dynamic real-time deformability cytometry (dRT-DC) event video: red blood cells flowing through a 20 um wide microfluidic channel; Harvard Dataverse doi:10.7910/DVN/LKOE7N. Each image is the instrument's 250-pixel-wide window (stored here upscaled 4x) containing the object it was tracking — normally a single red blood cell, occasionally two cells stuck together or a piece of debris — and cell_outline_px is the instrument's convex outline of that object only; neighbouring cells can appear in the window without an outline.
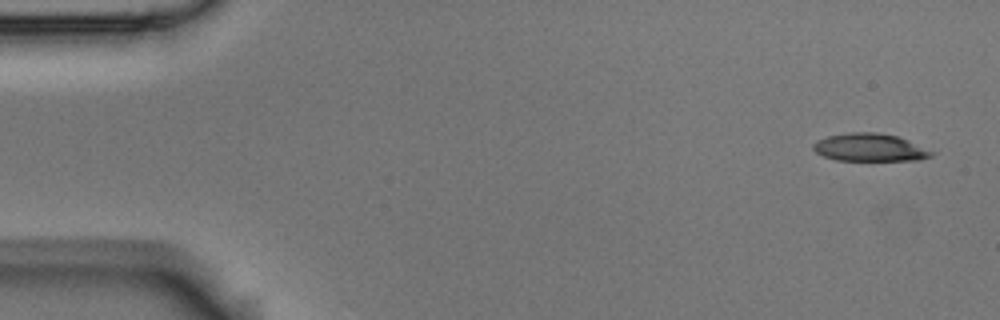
{"species": "Egyptian fruit bat (a non-hibernating species)", "species_latin": "Rousettus aegyptiacus", "temperature_condition": "room temperature", "stored_images_in_passage": 9, "camera_frame_rate_fps": 3000, "um_per_image_px": 0.085, "animal": {"sex": "male"}, "frame": {"image": 1, "passage_image": 1, "time_ms": 0.0, "image_size_px": [1000, 320], "cell_outline_px": [[936, 152], [932, 156], [920, 160], [836, 160], [824, 156], [816, 152], [812, 148], [812, 144], [816, 140], [828, 136], [852, 132], [876, 132], [896, 136], [908, 140]], "centroid_in_image_um": [73.94, 12.53], "position_along_channel_um": 11.1, "area_um2": 19.13}}
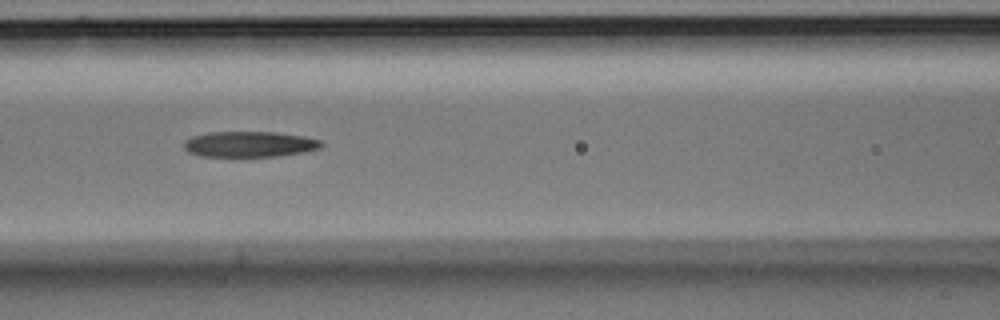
{"frame": {"image": 2, "passage_image": 7, "time_ms": 2.0, "image_size_px": [1000, 320], "cell_outline_px": [[324, 144], [320, 148], [304, 152], [276, 156], [200, 156], [188, 152], [184, 148], [184, 140], [192, 136], [208, 132], [276, 132], [304, 136], [320, 140]], "centroid_in_image_um": [21.2, 12.25], "position_along_channel_um": 145.4, "area_um2": 20.58}}
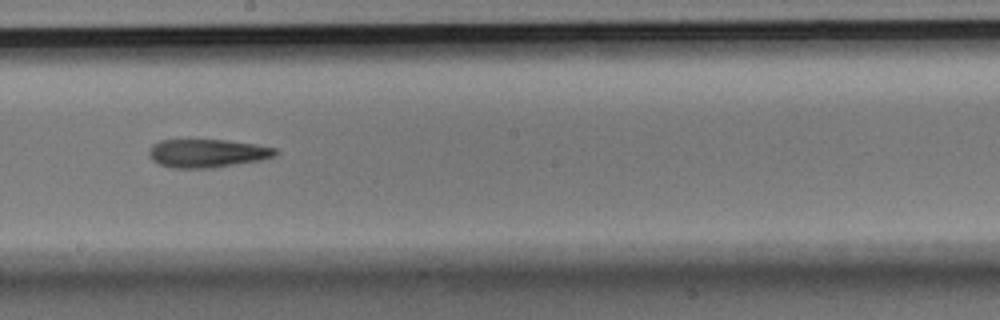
{"frame": {"image": 3, "passage_image": 9, "time_ms": 2.667, "image_size_px": [1000, 320], "cell_outline_px": [[280, 152], [276, 156], [260, 160], [212, 168], [172, 168], [160, 164], [152, 160], [148, 156], [148, 148], [152, 144], [160, 140], [228, 140], [256, 144], [276, 148]], "centroid_in_image_um": [17.61, 13.02], "position_along_channel_um": 230.6, "area_um2": 21.1}}